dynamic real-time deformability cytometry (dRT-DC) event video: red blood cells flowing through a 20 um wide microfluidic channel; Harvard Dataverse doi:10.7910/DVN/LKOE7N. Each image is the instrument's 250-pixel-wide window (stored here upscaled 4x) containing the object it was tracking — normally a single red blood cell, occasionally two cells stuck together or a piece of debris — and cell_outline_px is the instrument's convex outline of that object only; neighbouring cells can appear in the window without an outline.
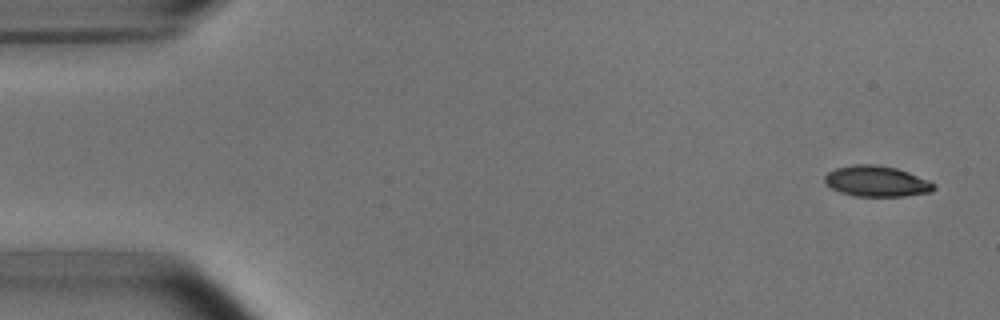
{"species": "common noctule bat (a hibernating species)", "species_latin": "Nyctalus noctula", "temperature_condition": "room temperature", "stored_images_in_passage": 5, "segment_of_instrument_passage": [1, 2], "camera_frame_rate_fps": 3000, "um_per_image_px": 0.085, "animal": {"sex": "male", "body_mass_g": 15.6}, "frame": {"image": 1, "passage_image": 1, "time_ms": 0.0, "image_size_px": [1000, 320], "cell_outline_px": [[936, 188], [932, 192], [904, 196], [856, 196], [840, 192], [832, 188], [824, 180], [824, 176], [828, 172], [836, 168], [856, 164], [872, 164], [896, 168], [908, 172], [928, 180], [936, 184]], "centroid_in_image_um": [74.54, 15.41], "position_along_channel_um": 10.5, "area_um2": 19.48}}
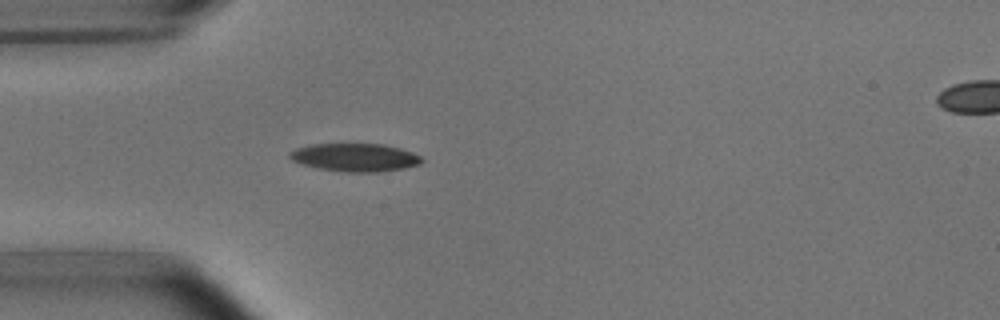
{"frame": {"image": 2, "passage_image": 4, "time_ms": 4.333, "image_size_px": [1000, 320], "cell_outline_px": [[424, 160], [420, 164], [404, 168], [380, 172], [344, 172], [320, 168], [304, 164], [292, 160], [288, 156], [288, 152], [296, 148], [312, 144], [384, 144], [400, 148], [412, 152], [420, 156]], "centroid_in_image_um": [30.2, 13.38], "position_along_channel_um": 54.8, "area_um2": 21.56}}